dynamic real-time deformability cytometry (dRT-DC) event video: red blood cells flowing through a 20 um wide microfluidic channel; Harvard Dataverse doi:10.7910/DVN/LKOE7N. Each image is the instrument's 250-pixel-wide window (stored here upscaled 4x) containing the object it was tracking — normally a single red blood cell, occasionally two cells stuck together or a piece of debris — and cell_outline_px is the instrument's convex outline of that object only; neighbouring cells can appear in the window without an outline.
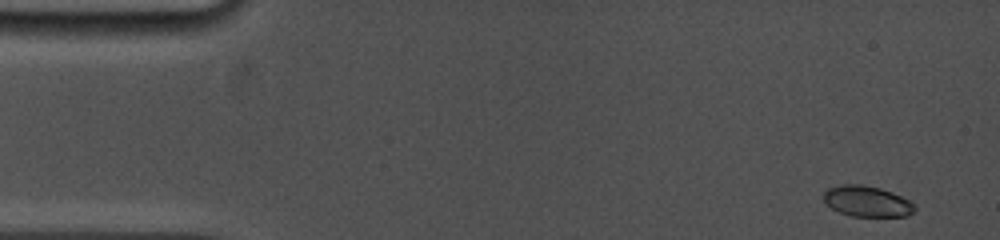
{"species": "common noctule bat (a hibernating species)", "species_latin": "Nyctalus noctula", "temperature_condition": "cold", "stored_images_in_passage": 24, "camera_frame_rate_fps": 5000, "um_per_image_px": 0.085, "animal": {"sex": "female", "body_mass_g": 19.0, "forearm_length_mm": 53.3}, "frame": {"image": 1, "passage_image": 1, "time_ms": 0.0, "image_size_px": [1000, 240], "cell_outline_px": [[916, 208], [908, 216], [852, 216], [840, 212], [832, 208], [824, 200], [824, 192], [828, 188], [840, 184], [860, 184], [880, 188], [892, 192], [916, 204]], "centroid_in_image_um": [73.71, 17.1], "position_along_channel_um": 11.3, "area_um2": 16.24}}
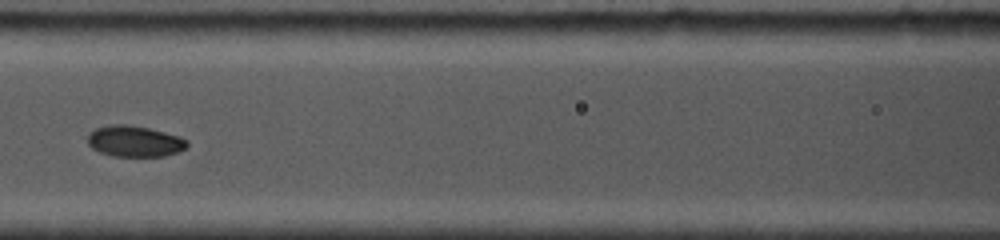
{"frame": {"image": 2, "passage_image": 15, "time_ms": 6.6, "image_size_px": [1000, 240], "cell_outline_px": [[188, 144], [180, 152], [164, 156], [112, 156], [100, 152], [92, 148], [88, 144], [88, 132], [96, 128], [112, 124], [128, 124], [148, 128], [180, 136], [188, 140]], "centroid_in_image_um": [11.44, 12.0], "position_along_channel_um": 155.2, "area_um2": 18.09}}
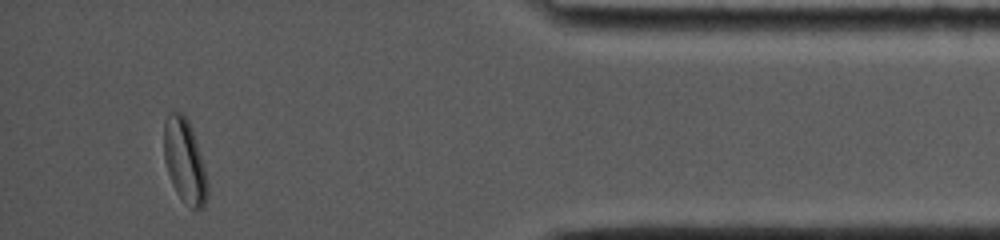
{"frame": {"image": 3, "passage_image": 24, "time_ms": 14.2, "image_size_px": [1000, 240], "cell_outline_px": [[208, 192], [204, 208], [192, 208], [176, 192], [172, 184], [164, 160], [164, 124], [168, 112], [184, 112], [192, 128], [196, 140], [208, 180]], "centroid_in_image_um": [15.7, 13.65], "position_along_channel_um": 419.5, "area_um2": 21.27}, "authors_computed_cell_mechanics": {"area_um2": 17.7446, "velocity_mm_per_s": 3.9029, "shape_relaxation_time_tau1_ms": 4.4362, "shape_relaxation_time_tau2_ms": 3.2991, "deformation_change_tau1": 0.1358, "deformation_change_tau2": 0.0467}}